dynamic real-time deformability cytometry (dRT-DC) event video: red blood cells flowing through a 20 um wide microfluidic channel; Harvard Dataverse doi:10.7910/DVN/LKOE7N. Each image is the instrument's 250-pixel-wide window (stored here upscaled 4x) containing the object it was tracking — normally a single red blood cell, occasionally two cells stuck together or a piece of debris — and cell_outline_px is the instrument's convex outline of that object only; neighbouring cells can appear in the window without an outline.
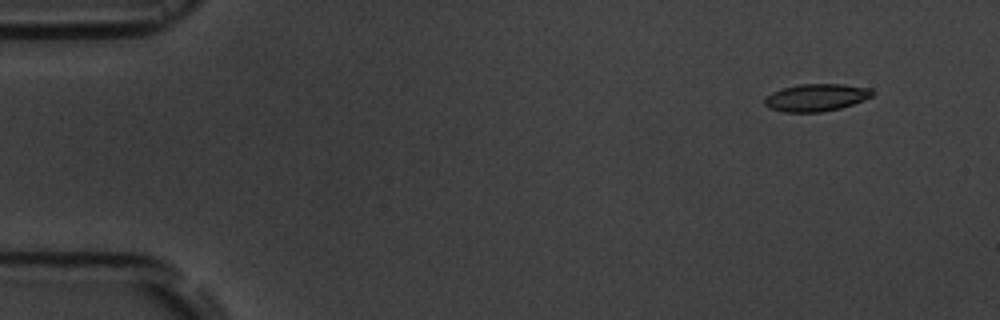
{"species": "common noctule bat (a hibernating species)", "species_latin": "Nyctalus noctula", "temperature_condition": "room temperature", "stored_images_in_passage": 7, "camera_frame_rate_fps": 3000, "um_per_image_px": 0.085, "animal": {"sex": "male", "body_mass_g": 19.5, "forearm_length_mm": 54.6}, "frame": {"image": 1, "passage_image": 2, "time_ms": 1.333, "image_size_px": [1000, 320], "cell_outline_px": [[876, 92], [872, 96], [864, 100], [840, 108], [820, 112], [784, 112], [768, 108], [764, 104], [764, 96], [772, 92], [784, 88], [800, 84], [840, 84], [872, 88]], "centroid_in_image_um": [69.37, 8.29], "position_along_channel_um": 15.6, "area_um2": 17.28}}
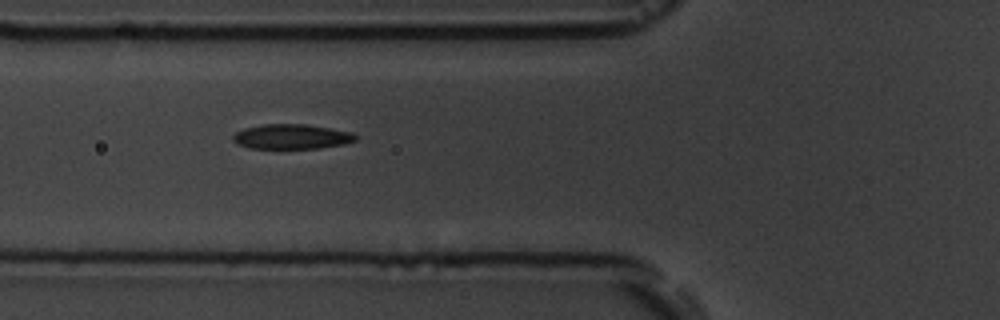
{"frame": {"image": 2, "passage_image": 6, "time_ms": 6.667, "image_size_px": [1000, 320], "cell_outline_px": [[360, 136], [356, 140], [344, 144], [320, 148], [248, 148], [236, 144], [232, 140], [232, 136], [236, 132], [244, 128], [264, 124], [304, 124], [352, 132]], "centroid_in_image_um": [24.78, 11.61], "position_along_channel_um": 101.0, "area_um2": 17.8}}
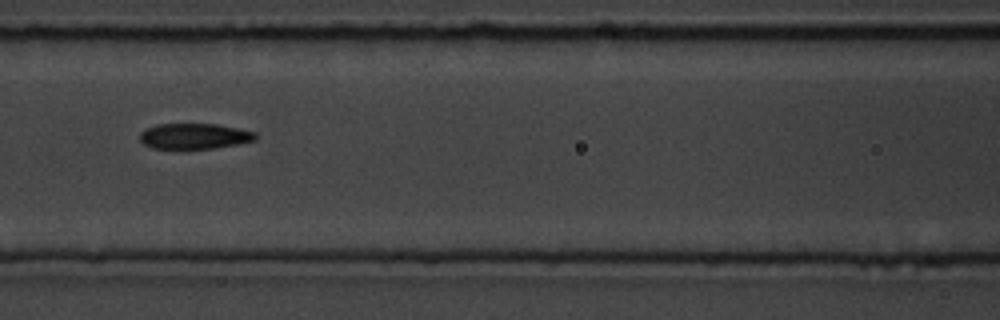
{"frame": {"image": 3, "passage_image": 7, "time_ms": 8.0, "image_size_px": [1000, 320], "cell_outline_px": [[256, 140], [236, 144], [188, 152], [152, 148], [144, 144], [140, 140], [140, 132], [156, 124], [216, 124], [256, 132]], "centroid_in_image_um": [16.46, 11.62], "position_along_channel_um": 150.1, "area_um2": 17.86}}